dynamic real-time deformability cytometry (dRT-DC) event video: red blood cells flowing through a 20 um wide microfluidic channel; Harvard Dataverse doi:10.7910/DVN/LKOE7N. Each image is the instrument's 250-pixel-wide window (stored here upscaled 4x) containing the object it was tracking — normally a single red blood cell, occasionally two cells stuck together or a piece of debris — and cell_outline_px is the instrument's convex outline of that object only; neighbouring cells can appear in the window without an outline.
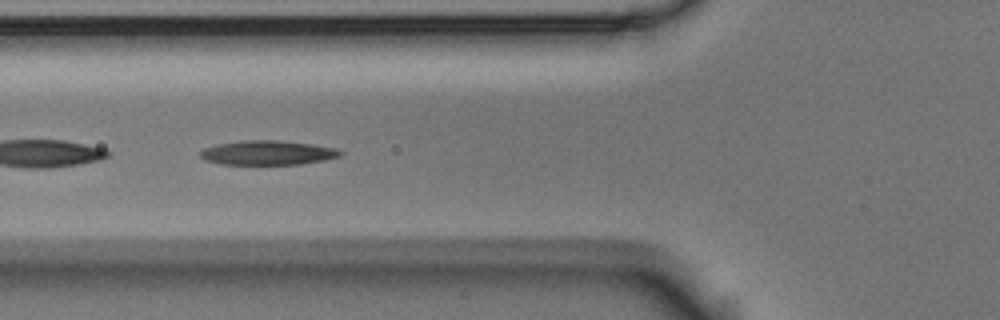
{"species": "Egyptian fruit bat (a non-hibernating species)", "species_latin": "Rousettus aegyptiacus", "temperature_condition": "room temperature", "stored_images_in_passage": 44, "camera_frame_rate_fps": 3000, "um_per_image_px": 0.085, "animal": {"sex": "male"}, "frame": {"image": 1, "passage_image": 8, "time_ms": 2.333, "image_size_px": [1000, 320], "cell_outline_px": [[344, 152], [340, 156], [324, 160], [300, 164], [220, 164], [204, 160], [200, 156], [200, 152], [204, 148], [216, 144], [240, 140], [280, 140], [312, 144], [336, 148]], "centroid_in_image_um": [22.74, 12.97], "position_along_channel_um": 103.1, "area_um2": 20.0}}
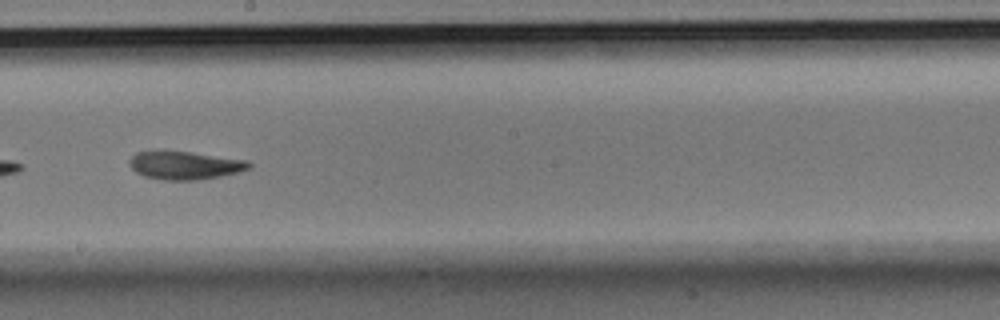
{"frame": {"image": 2, "passage_image": 19, "time_ms": 6.0, "image_size_px": [1000, 320], "cell_outline_px": [[252, 168], [240, 172], [220, 176], [196, 180], [164, 180], [144, 176], [136, 172], [128, 164], [128, 160], [136, 152], [164, 148], [248, 160], [252, 164]], "centroid_in_image_um": [15.69, 14.01], "position_along_channel_um": 232.5, "area_um2": 20.35}}
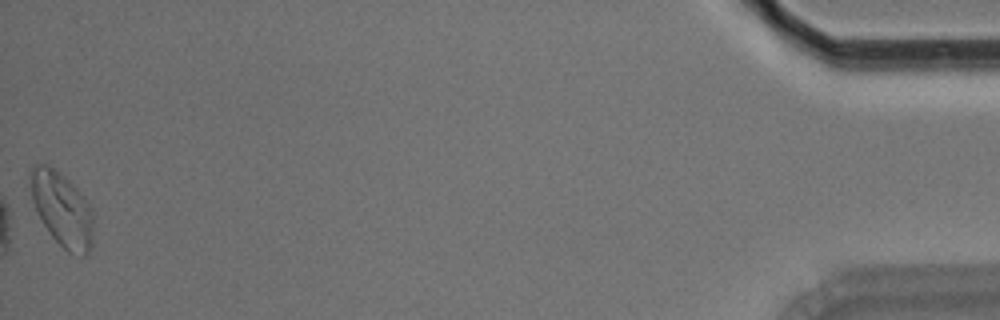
{"frame": {"image": 3, "passage_image": 44, "time_ms": 14.333, "image_size_px": [1000, 320], "cell_outline_px": [[92, 244], [88, 252], [84, 256], [68, 252], [52, 236], [44, 224], [32, 200], [28, 176], [32, 168], [36, 164], [48, 164], [64, 176], [76, 188], [92, 208]], "centroid_in_image_um": [5.26, 17.76], "position_along_channel_um": 429.9, "area_um2": 26.88}, "authors_computed_cell_mechanics": {"area_um2": 20.0277, "velocity_mm_per_s": 3.5227, "shape_relaxation_time_tau1_ms": 8.2155, "shape_relaxation_time_tau2_ms": 3.6635, "deformation_change_tau1": 0.2025, "deformation_change_tau2": 0.0987}}